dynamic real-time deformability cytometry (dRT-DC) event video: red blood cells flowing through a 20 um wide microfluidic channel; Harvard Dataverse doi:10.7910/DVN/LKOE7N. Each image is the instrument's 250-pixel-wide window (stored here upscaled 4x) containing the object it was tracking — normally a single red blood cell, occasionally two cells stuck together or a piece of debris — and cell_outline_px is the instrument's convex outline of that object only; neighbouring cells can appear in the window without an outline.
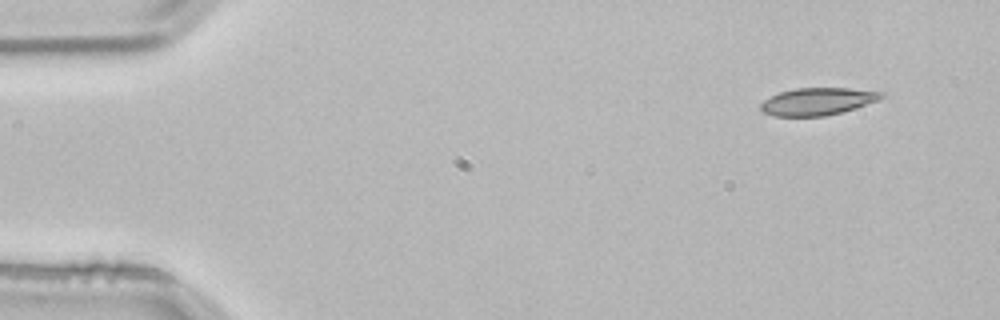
{"species": "common noctule bat (a hibernating species)", "species_latin": "Nyctalus noctula", "temperature_condition": "room temperature", "stored_images_in_passage": 3, "camera_frame_rate_fps": 3000, "um_per_image_px": 0.085, "animal": {"sex": "male", "body_mass_g": 21.5, "forearm_length_mm": 52.0}, "frame": {"image": 1, "passage_image": 1, "time_ms": 0.0, "image_size_px": [1000, 320], "cell_outline_px": [[884, 96], [876, 100], [840, 112], [824, 116], [772, 116], [764, 112], [760, 108], [760, 104], [764, 100], [780, 92], [796, 88], [848, 88], [884, 92]], "centroid_in_image_um": [69.44, 8.62], "position_along_channel_um": 15.6, "area_um2": 18.84}}
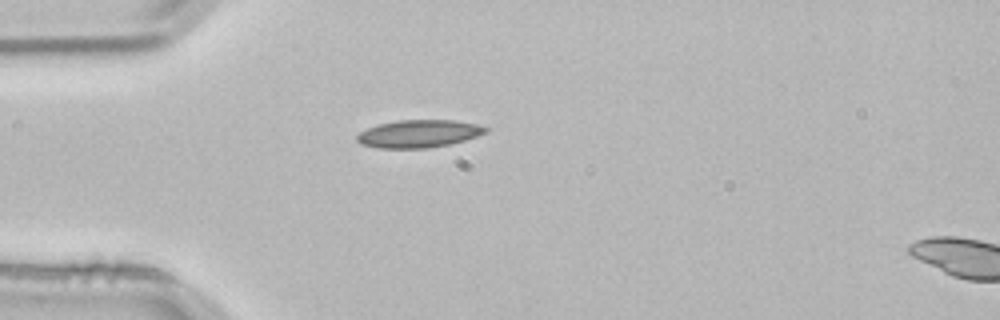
{"frame": {"image": 2, "passage_image": 3, "time_ms": 0.667, "image_size_px": [1000, 320], "cell_outline_px": [[488, 132], [452, 144], [428, 148], [376, 148], [360, 144], [356, 140], [356, 136], [360, 132], [368, 128], [380, 124], [396, 120], [452, 120], [476, 124], [488, 128]], "centroid_in_image_um": [35.58, 11.37], "position_along_channel_um": 49.4, "area_um2": 20.75}}